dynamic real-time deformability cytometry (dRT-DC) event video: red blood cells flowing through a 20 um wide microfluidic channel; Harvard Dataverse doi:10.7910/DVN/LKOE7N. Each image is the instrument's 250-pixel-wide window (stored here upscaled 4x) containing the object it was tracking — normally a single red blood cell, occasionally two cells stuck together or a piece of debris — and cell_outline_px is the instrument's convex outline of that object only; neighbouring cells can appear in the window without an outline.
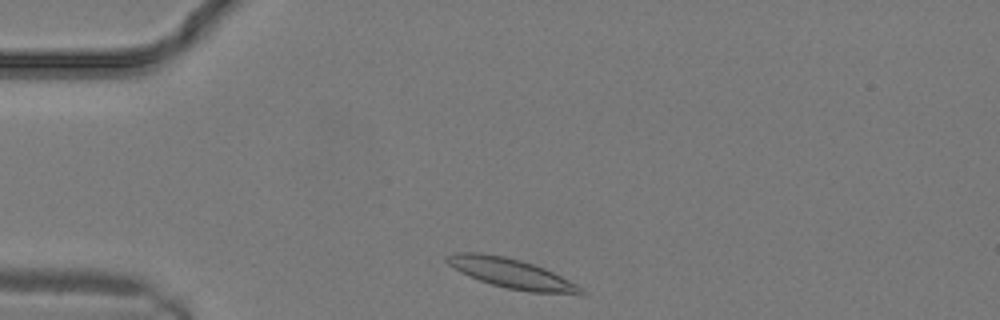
{"species": "common noctule bat (a hibernating species)", "species_latin": "Nyctalus noctula", "temperature_condition": "warm", "stored_images_in_passage": 6, "camera_frame_rate_fps": 3000, "um_per_image_px": 0.085, "animal": {"sex": "male", "body_mass_g": 19.2, "forearm_length_mm": 51.8}, "frame": {"image": 1, "passage_image": 1, "time_ms": 0.0, "image_size_px": [1000, 320], "cell_outline_px": [[588, 292], [528, 292], [508, 288], [492, 284], [468, 276], [460, 272], [448, 264], [444, 260], [444, 256], [456, 252], [480, 252], [504, 256], [520, 260], [544, 268], [580, 284]], "centroid_in_image_um": [43.41, 23.21], "position_along_channel_um": 41.6, "area_um2": 22.95}}
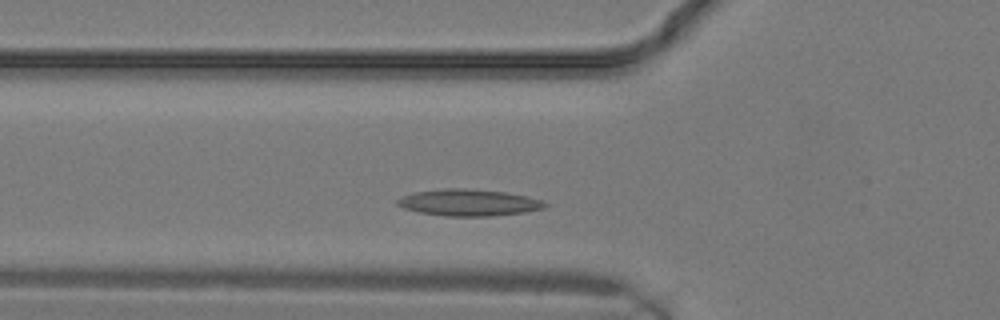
{"frame": {"image": 2, "passage_image": 4, "time_ms": 1.0, "image_size_px": [1000, 320], "cell_outline_px": [[548, 204], [544, 208], [524, 212], [492, 216], [444, 216], [420, 212], [404, 208], [396, 204], [396, 200], [400, 196], [416, 192], [444, 188], [464, 188], [504, 192], [528, 196], [544, 200]], "centroid_in_image_um": [39.85, 17.21], "position_along_channel_um": 86.0, "area_um2": 22.95}}
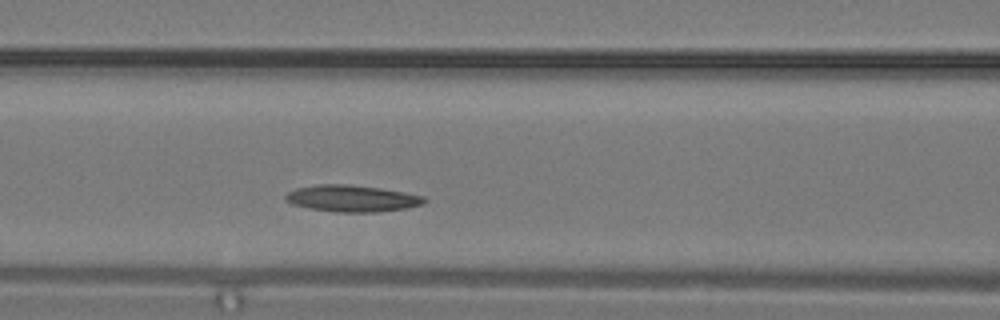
{"frame": {"image": 3, "passage_image": 6, "time_ms": 1.667, "image_size_px": [1000, 320], "cell_outline_px": [[428, 200], [424, 204], [408, 208], [380, 212], [336, 212], [308, 208], [292, 204], [284, 200], [284, 196], [288, 192], [296, 188], [320, 184], [344, 184], [380, 188], [404, 192], [424, 196]], "centroid_in_image_um": [29.94, 16.87], "position_along_channel_um": 136.7, "area_um2": 21.68}}